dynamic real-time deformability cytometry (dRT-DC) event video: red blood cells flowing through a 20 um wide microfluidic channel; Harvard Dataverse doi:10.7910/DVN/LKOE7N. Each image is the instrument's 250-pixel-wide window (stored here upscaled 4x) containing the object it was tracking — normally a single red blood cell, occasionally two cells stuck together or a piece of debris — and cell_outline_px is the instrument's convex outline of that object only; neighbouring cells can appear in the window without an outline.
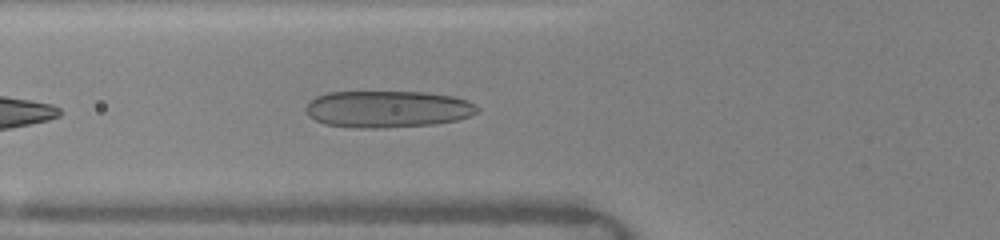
{"species": "human", "species_latin": "Homo sapiens", "temperature_condition": "warm", "stored_images_in_passage": 33, "camera_frame_rate_fps": 3000, "um_per_image_px": 0.085, "donor": {"sex": "female"}, "frame": {"image": 1, "passage_image": 6, "time_ms": 1.333, "image_size_px": [1000, 240], "cell_outline_px": [[480, 112], [456, 120], [436, 124], [384, 128], [360, 128], [324, 124], [308, 116], [304, 108], [316, 96], [328, 92], [424, 92], [452, 96], [468, 100], [476, 104], [480, 108]], "centroid_in_image_um": [32.97, 9.27], "position_along_channel_um": 92.8, "area_um2": 37.05}}
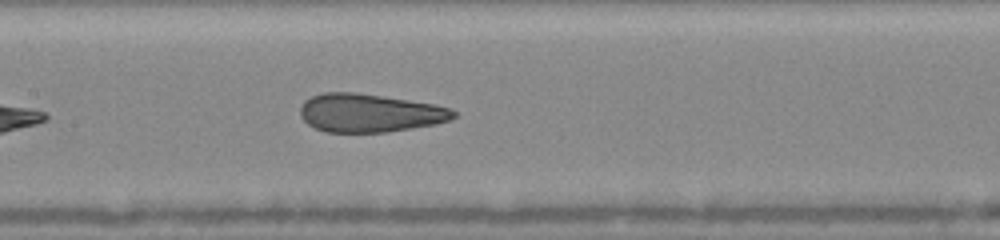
{"frame": {"image": 2, "passage_image": 15, "time_ms": 3.333, "image_size_px": [1000, 240], "cell_outline_px": [[456, 116], [452, 120], [436, 124], [388, 132], [324, 132], [308, 124], [300, 116], [300, 108], [304, 100], [312, 96], [324, 92], [356, 92], [384, 96], [436, 104], [452, 108], [456, 112]], "centroid_in_image_um": [31.45, 9.6], "position_along_channel_um": 176.0, "area_um2": 34.56}}
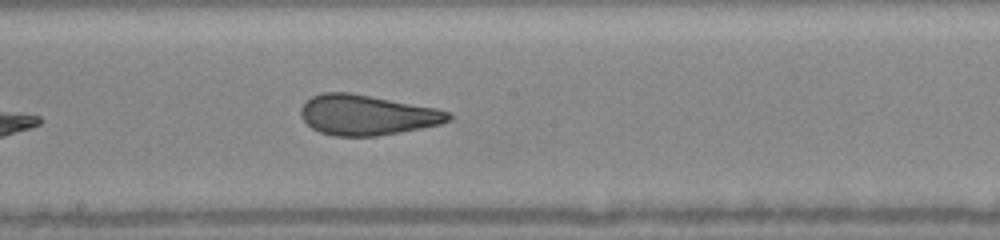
{"frame": {"image": 3, "passage_image": 20, "time_ms": 4.333, "image_size_px": [1000, 240], "cell_outline_px": [[452, 120], [440, 124], [400, 132], [376, 136], [332, 136], [320, 132], [312, 128], [300, 116], [300, 108], [312, 96], [324, 92], [348, 92], [436, 108], [452, 112]], "centroid_in_image_um": [31.2, 9.78], "position_along_channel_um": 217.0, "area_um2": 34.51}}